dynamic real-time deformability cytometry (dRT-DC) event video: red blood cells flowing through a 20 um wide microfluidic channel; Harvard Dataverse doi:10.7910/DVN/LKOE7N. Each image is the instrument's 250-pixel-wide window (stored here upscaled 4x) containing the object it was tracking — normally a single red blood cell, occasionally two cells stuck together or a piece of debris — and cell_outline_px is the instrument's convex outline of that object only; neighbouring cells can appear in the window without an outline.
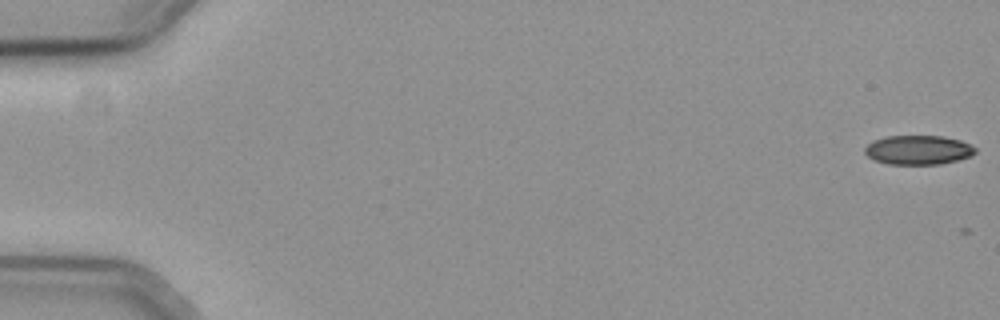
{"species": "common noctule bat (a hibernating species)", "species_latin": "Nyctalus noctula", "temperature_condition": "cold", "stored_images_in_passage": 2, "camera_frame_rate_fps": 3000, "um_per_image_px": 0.085, "animal": {"sex": "female", "body_mass_g": 19.3, "forearm_length_mm": 54.1}, "frame": {"image": 1, "passage_image": 1, "time_ms": 0.0, "image_size_px": [1000, 320], "cell_outline_px": [[976, 152], [972, 156], [940, 164], [888, 164], [872, 160], [864, 152], [864, 148], [872, 140], [884, 136], [944, 136], [960, 140], [976, 148]], "centroid_in_image_um": [78.01, 12.74], "position_along_channel_um": 7.0, "area_um2": 18.96}}